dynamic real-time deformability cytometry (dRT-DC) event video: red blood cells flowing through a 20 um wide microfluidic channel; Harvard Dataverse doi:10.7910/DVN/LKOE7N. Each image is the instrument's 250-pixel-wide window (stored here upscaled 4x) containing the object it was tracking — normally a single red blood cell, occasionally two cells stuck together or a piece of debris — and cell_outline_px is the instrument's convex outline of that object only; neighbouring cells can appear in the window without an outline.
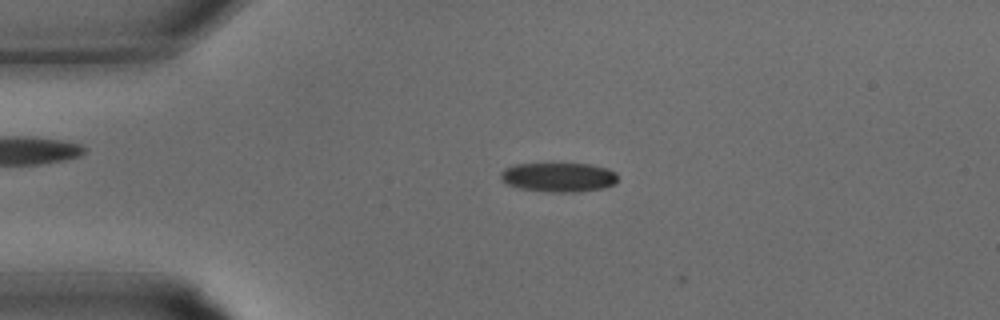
{"species": "common noctule bat (a hibernating species)", "species_latin": "Nyctalus noctula", "temperature_condition": "warm", "stored_images_in_passage": 4, "camera_frame_rate_fps": 3000, "um_per_image_px": 0.085, "animal": {"sex": "male", "body_mass_g": 15.6}, "frame": {"image": 1, "passage_image": 2, "time_ms": 0.333, "image_size_px": [1000, 320], "cell_outline_px": [[616, 184], [604, 188], [580, 192], [544, 192], [516, 188], [500, 180], [500, 172], [504, 168], [516, 164], [588, 164], [608, 168], [616, 172]], "centroid_in_image_um": [47.46, 15.08], "position_along_channel_um": 37.5, "area_um2": 20.29}}